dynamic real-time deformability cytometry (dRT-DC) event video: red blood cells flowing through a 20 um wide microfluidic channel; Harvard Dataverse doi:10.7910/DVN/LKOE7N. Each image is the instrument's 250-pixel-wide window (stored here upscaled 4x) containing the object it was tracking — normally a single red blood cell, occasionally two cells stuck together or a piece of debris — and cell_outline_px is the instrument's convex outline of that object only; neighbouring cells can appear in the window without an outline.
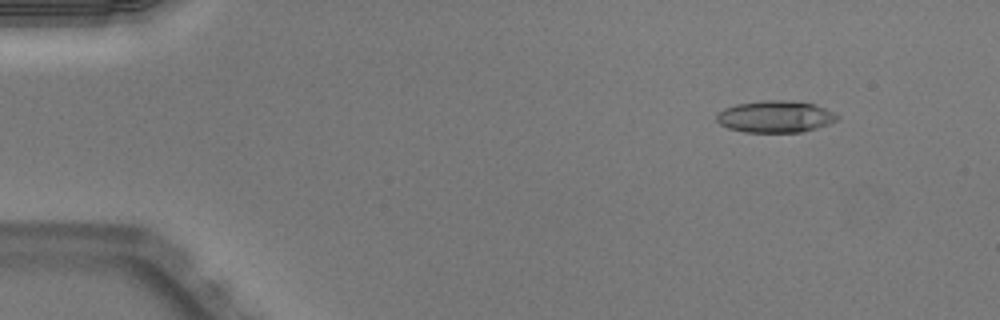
{"species": "Egyptian fruit bat (a non-hibernating species)", "species_latin": "Rousettus aegyptiacus", "temperature_condition": "warm", "stored_images_in_passage": 50, "camera_frame_rate_fps": 3000, "um_per_image_px": 0.085, "animal": {"sex": "male"}, "frame": {"image": 1, "passage_image": 5, "time_ms": 1.333, "image_size_px": [1000, 320], "cell_outline_px": [[840, 116], [836, 120], [828, 124], [816, 128], [800, 132], [744, 132], [728, 128], [720, 124], [716, 120], [716, 112], [724, 108], [736, 104], [764, 100], [788, 100], [816, 104]], "centroid_in_image_um": [65.86, 9.9], "position_along_channel_um": 19.1, "area_um2": 22.43}}
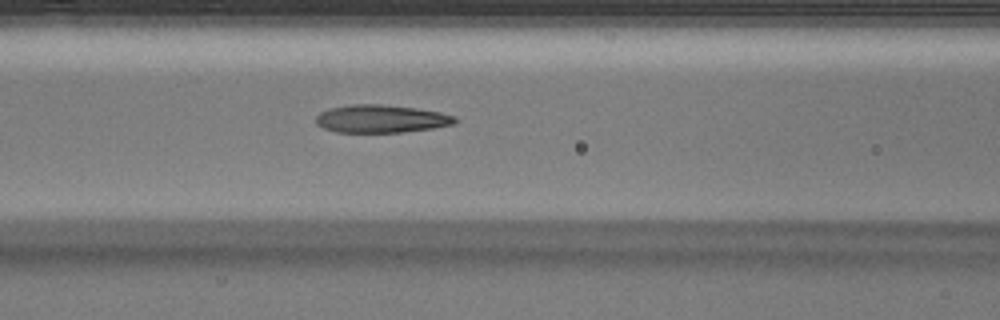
{"frame": {"image": 2, "passage_image": 21, "time_ms": 6.667, "image_size_px": [1000, 320], "cell_outline_px": [[456, 120], [452, 124], [432, 128], [404, 132], [336, 132], [324, 128], [316, 124], [316, 116], [320, 112], [328, 108], [352, 104], [380, 104], [416, 108], [440, 112], [456, 116]], "centroid_in_image_um": [32.36, 10.09], "position_along_channel_um": 134.2, "area_um2": 22.54}}
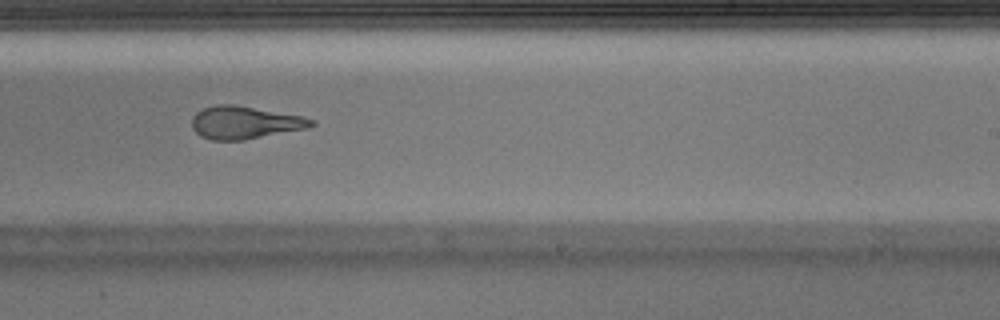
{"frame": {"image": 3, "passage_image": 31, "time_ms": 10.0, "image_size_px": [1000, 320], "cell_outline_px": [[316, 124], [308, 128], [244, 140], [212, 140], [200, 136], [192, 128], [192, 116], [196, 112], [204, 108], [216, 104], [232, 104], [304, 116], [316, 120]], "centroid_in_image_um": [20.82, 10.41], "position_along_channel_um": 268.2, "area_um2": 22.89}, "authors_computed_cell_mechanics": {"area_um2": 22.7732, "velocity_mm_per_s": 4.0254, "shape_relaxation_time_tau1_ms": 5.2367, "shape_relaxation_time_tau2_ms": 1.751, "deformation_change_tau1": 0.2416, "deformation_change_tau2": 0.1203}}